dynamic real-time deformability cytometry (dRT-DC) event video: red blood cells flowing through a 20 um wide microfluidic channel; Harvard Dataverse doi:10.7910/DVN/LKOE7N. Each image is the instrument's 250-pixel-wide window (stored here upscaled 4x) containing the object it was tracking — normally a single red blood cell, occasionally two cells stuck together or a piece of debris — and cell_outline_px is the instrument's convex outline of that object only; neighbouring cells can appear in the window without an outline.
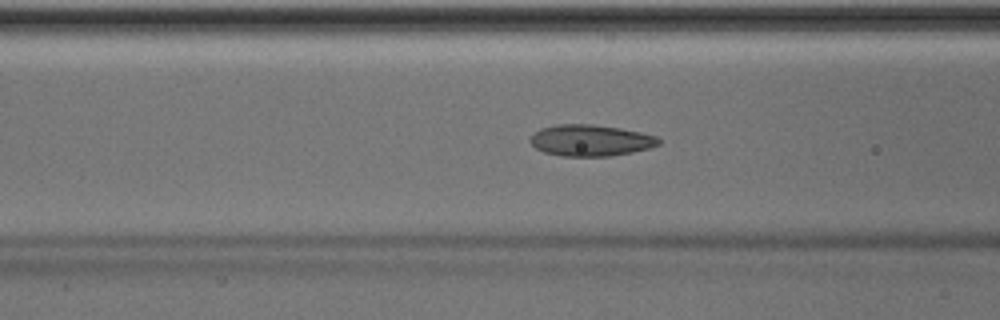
{"species": "Egyptian fruit bat (a non-hibernating species)", "species_latin": "Rousettus aegyptiacus", "temperature_condition": "room temperature", "stored_images_in_passage": 47, "segment_of_instrument_passage": [1, 2], "camera_frame_rate_fps": 3000, "um_per_image_px": 0.085, "animal": {"sex": "male"}, "frame": {"image": 1, "passage_image": 16, "time_ms": 5.0, "image_size_px": [1000, 320], "cell_outline_px": [[660, 144], [648, 148], [632, 152], [608, 156], [564, 156], [544, 152], [536, 148], [528, 140], [540, 128], [556, 124], [592, 124], [620, 128], [640, 132], [656, 136], [660, 140]], "centroid_in_image_um": [50.18, 11.92], "position_along_channel_um": 116.4, "area_um2": 23.35}}
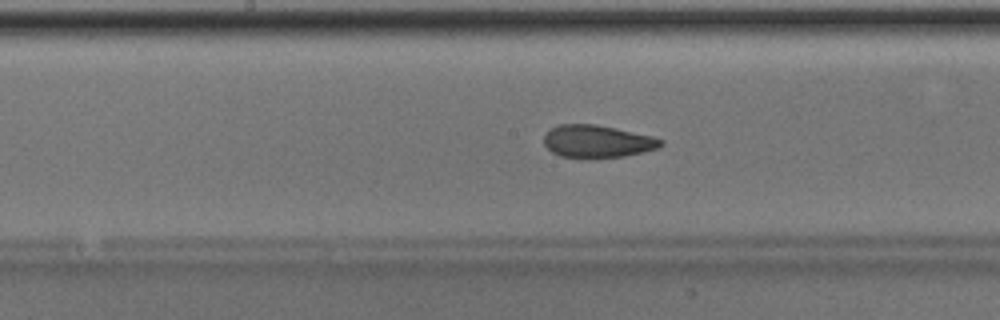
{"frame": {"image": 2, "passage_image": 22, "time_ms": 7.0, "image_size_px": [1000, 320], "cell_outline_px": [[664, 144], [660, 148], [624, 156], [560, 156], [552, 152], [544, 144], [544, 136], [552, 128], [560, 124], [596, 124], [616, 128], [652, 136], [664, 140]], "centroid_in_image_um": [50.81, 11.99], "position_along_channel_um": 197.4, "area_um2": 21.68}}
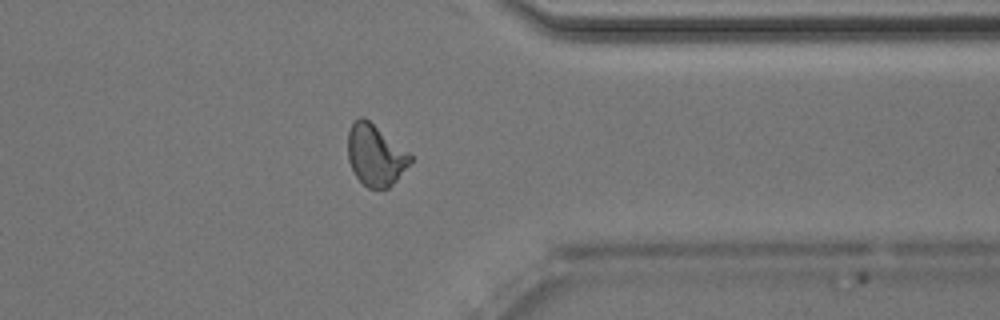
{"frame": {"image": 3, "passage_image": 36, "time_ms": 11.667, "image_size_px": [1000, 320], "cell_outline_px": [[412, 160], [396, 180], [388, 188], [368, 188], [356, 176], [348, 160], [348, 132], [352, 124], [360, 116], [364, 116], [408, 152], [412, 156]], "centroid_in_image_um": [31.89, 13.18], "position_along_channel_um": 379.5, "area_um2": 21.91}}